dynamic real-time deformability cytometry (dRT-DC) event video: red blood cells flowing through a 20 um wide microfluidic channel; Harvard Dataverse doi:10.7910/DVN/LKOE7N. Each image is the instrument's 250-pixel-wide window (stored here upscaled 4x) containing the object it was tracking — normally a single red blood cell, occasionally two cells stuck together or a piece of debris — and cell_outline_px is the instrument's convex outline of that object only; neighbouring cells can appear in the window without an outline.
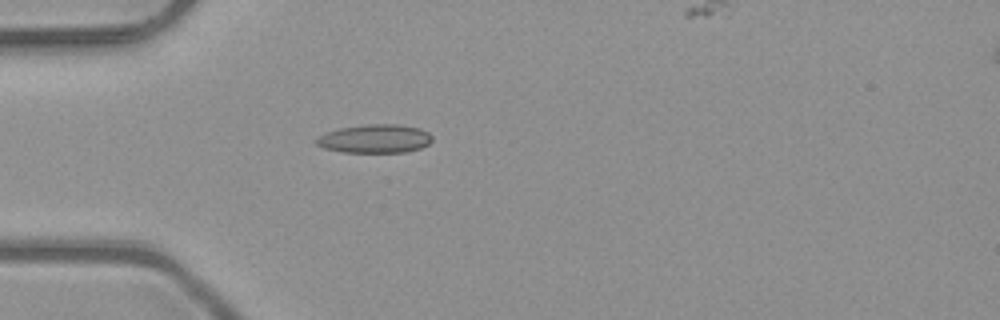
{"species": "common noctule bat (a hibernating species)", "species_latin": "Nyctalus noctula", "temperature_condition": "room temperature", "stored_images_in_passage": 2, "camera_frame_rate_fps": 3000, "um_per_image_px": 0.085, "animal": {"sex": "male", "body_mass_g": 23.1, "forearm_length_mm": 52.7}, "frame": {"image": 1, "passage_image": 1, "time_ms": 0.0, "image_size_px": [1000, 320], "cell_outline_px": [[432, 140], [428, 144], [420, 148], [408, 152], [344, 152], [324, 148], [316, 144], [316, 140], [320, 136], [328, 132], [340, 128], [368, 124], [396, 124], [420, 128], [428, 132], [432, 136]], "centroid_in_image_um": [31.91, 11.79], "position_along_channel_um": 53.1, "area_um2": 19.13}}